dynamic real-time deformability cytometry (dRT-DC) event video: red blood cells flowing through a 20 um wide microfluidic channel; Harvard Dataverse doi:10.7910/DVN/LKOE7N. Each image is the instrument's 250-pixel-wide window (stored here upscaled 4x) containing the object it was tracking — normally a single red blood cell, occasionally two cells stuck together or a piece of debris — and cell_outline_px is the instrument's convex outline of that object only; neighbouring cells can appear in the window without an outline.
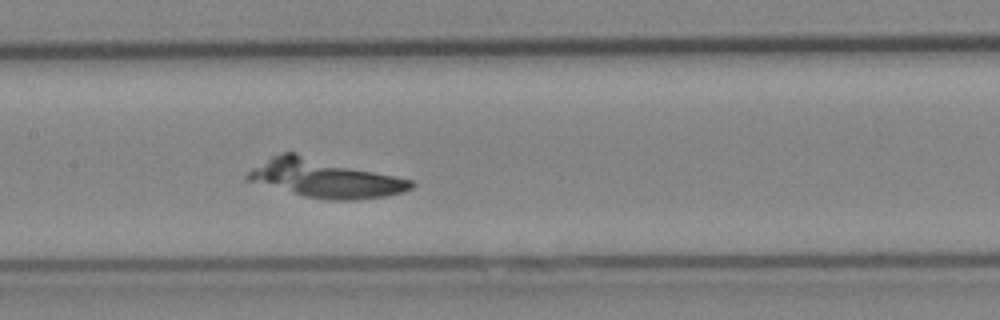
{"species": "Egyptian fruit bat (a non-hibernating species)", "species_latin": "Rousettus aegyptiacus", "temperature_condition": "cold", "stored_images_in_passage": 36, "camera_frame_rate_fps": 3000, "um_per_image_px": 0.085, "animal": {"sex": "female"}, "frame": {"image": 1, "passage_image": 11, "time_ms": 3.333, "image_size_px": [1000, 320], "cell_outline_px": [[416, 184], [412, 188], [404, 192], [388, 196], [356, 200], [332, 200], [304, 196], [244, 180], [244, 176], [252, 168], [272, 156], [284, 152], [296, 152], [396, 176], [412, 180]], "centroid_in_image_um": [27.61, 15.16], "position_along_channel_um": 179.8, "area_um2": 36.59}}